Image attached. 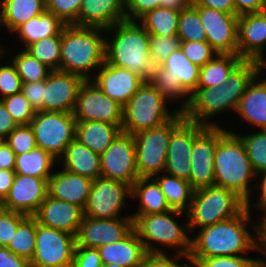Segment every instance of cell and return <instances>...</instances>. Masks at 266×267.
Wrapping results in <instances>:
<instances>
[{
  "mask_svg": "<svg viewBox=\"0 0 266 267\" xmlns=\"http://www.w3.org/2000/svg\"><path fill=\"white\" fill-rule=\"evenodd\" d=\"M263 70L265 67L257 61L243 60L220 86L196 89L190 95L184 118L209 127L218 126L219 123L211 119L228 110L236 113L248 85Z\"/></svg>",
  "mask_w": 266,
  "mask_h": 267,
  "instance_id": "obj_1",
  "label": "cell"
},
{
  "mask_svg": "<svg viewBox=\"0 0 266 267\" xmlns=\"http://www.w3.org/2000/svg\"><path fill=\"white\" fill-rule=\"evenodd\" d=\"M251 210L254 208L251 209L248 205L231 219L196 230V236L191 237L190 258L241 256L255 251L254 233L250 232L254 230Z\"/></svg>",
  "mask_w": 266,
  "mask_h": 267,
  "instance_id": "obj_2",
  "label": "cell"
},
{
  "mask_svg": "<svg viewBox=\"0 0 266 267\" xmlns=\"http://www.w3.org/2000/svg\"><path fill=\"white\" fill-rule=\"evenodd\" d=\"M110 32L109 38L105 37V61L112 66L126 68L149 81L155 66L149 54L148 32L138 21L129 20L105 29V34Z\"/></svg>",
  "mask_w": 266,
  "mask_h": 267,
  "instance_id": "obj_3",
  "label": "cell"
},
{
  "mask_svg": "<svg viewBox=\"0 0 266 267\" xmlns=\"http://www.w3.org/2000/svg\"><path fill=\"white\" fill-rule=\"evenodd\" d=\"M101 33L105 29L65 25L61 31L60 71L91 80L105 62L106 36Z\"/></svg>",
  "mask_w": 266,
  "mask_h": 267,
  "instance_id": "obj_4",
  "label": "cell"
},
{
  "mask_svg": "<svg viewBox=\"0 0 266 267\" xmlns=\"http://www.w3.org/2000/svg\"><path fill=\"white\" fill-rule=\"evenodd\" d=\"M214 173L216 186L234 191L248 204L252 202L254 189L255 192L258 189L254 181L259 177L252 169L243 141L234 130H228L217 142Z\"/></svg>",
  "mask_w": 266,
  "mask_h": 267,
  "instance_id": "obj_5",
  "label": "cell"
},
{
  "mask_svg": "<svg viewBox=\"0 0 266 267\" xmlns=\"http://www.w3.org/2000/svg\"><path fill=\"white\" fill-rule=\"evenodd\" d=\"M181 215L187 217V213L177 210L147 215H131L133 229L143 242L147 253H165L166 251H163L162 246L170 248L178 254H190L191 234L188 220L181 222L182 226L175 220L177 219L175 217L180 218Z\"/></svg>",
  "mask_w": 266,
  "mask_h": 267,
  "instance_id": "obj_6",
  "label": "cell"
},
{
  "mask_svg": "<svg viewBox=\"0 0 266 267\" xmlns=\"http://www.w3.org/2000/svg\"><path fill=\"white\" fill-rule=\"evenodd\" d=\"M249 204L232 190L209 186L194 190L187 212L189 232L239 215ZM195 228V229H194Z\"/></svg>",
  "mask_w": 266,
  "mask_h": 267,
  "instance_id": "obj_7",
  "label": "cell"
},
{
  "mask_svg": "<svg viewBox=\"0 0 266 267\" xmlns=\"http://www.w3.org/2000/svg\"><path fill=\"white\" fill-rule=\"evenodd\" d=\"M168 103L149 81H145L123 106L122 132L134 135L167 123L179 113L177 107L170 112Z\"/></svg>",
  "mask_w": 266,
  "mask_h": 267,
  "instance_id": "obj_8",
  "label": "cell"
},
{
  "mask_svg": "<svg viewBox=\"0 0 266 267\" xmlns=\"http://www.w3.org/2000/svg\"><path fill=\"white\" fill-rule=\"evenodd\" d=\"M178 113L167 123L134 134L136 166L139 178H149L165 171L172 131L184 120Z\"/></svg>",
  "mask_w": 266,
  "mask_h": 267,
  "instance_id": "obj_9",
  "label": "cell"
},
{
  "mask_svg": "<svg viewBox=\"0 0 266 267\" xmlns=\"http://www.w3.org/2000/svg\"><path fill=\"white\" fill-rule=\"evenodd\" d=\"M77 121L73 113L36 111L30 122L38 148L59 159L76 138Z\"/></svg>",
  "mask_w": 266,
  "mask_h": 267,
  "instance_id": "obj_10",
  "label": "cell"
},
{
  "mask_svg": "<svg viewBox=\"0 0 266 267\" xmlns=\"http://www.w3.org/2000/svg\"><path fill=\"white\" fill-rule=\"evenodd\" d=\"M76 236L36 220V248L31 267H72Z\"/></svg>",
  "mask_w": 266,
  "mask_h": 267,
  "instance_id": "obj_11",
  "label": "cell"
},
{
  "mask_svg": "<svg viewBox=\"0 0 266 267\" xmlns=\"http://www.w3.org/2000/svg\"><path fill=\"white\" fill-rule=\"evenodd\" d=\"M127 198H131L129 184L103 177L96 178L84 208V216L97 219L132 217L121 215Z\"/></svg>",
  "mask_w": 266,
  "mask_h": 267,
  "instance_id": "obj_12",
  "label": "cell"
},
{
  "mask_svg": "<svg viewBox=\"0 0 266 267\" xmlns=\"http://www.w3.org/2000/svg\"><path fill=\"white\" fill-rule=\"evenodd\" d=\"M73 115L76 121L122 125L123 106L105 95L92 80H84L78 90Z\"/></svg>",
  "mask_w": 266,
  "mask_h": 267,
  "instance_id": "obj_13",
  "label": "cell"
},
{
  "mask_svg": "<svg viewBox=\"0 0 266 267\" xmlns=\"http://www.w3.org/2000/svg\"><path fill=\"white\" fill-rule=\"evenodd\" d=\"M223 126H207L192 146L189 182L194 190L214 186V156L217 142L228 131Z\"/></svg>",
  "mask_w": 266,
  "mask_h": 267,
  "instance_id": "obj_14",
  "label": "cell"
},
{
  "mask_svg": "<svg viewBox=\"0 0 266 267\" xmlns=\"http://www.w3.org/2000/svg\"><path fill=\"white\" fill-rule=\"evenodd\" d=\"M100 165L101 177L132 186L139 179L133 135L121 131L100 155Z\"/></svg>",
  "mask_w": 266,
  "mask_h": 267,
  "instance_id": "obj_15",
  "label": "cell"
},
{
  "mask_svg": "<svg viewBox=\"0 0 266 267\" xmlns=\"http://www.w3.org/2000/svg\"><path fill=\"white\" fill-rule=\"evenodd\" d=\"M199 11L207 42L218 54L238 55V16L216 9L195 6Z\"/></svg>",
  "mask_w": 266,
  "mask_h": 267,
  "instance_id": "obj_16",
  "label": "cell"
},
{
  "mask_svg": "<svg viewBox=\"0 0 266 267\" xmlns=\"http://www.w3.org/2000/svg\"><path fill=\"white\" fill-rule=\"evenodd\" d=\"M184 119L173 131L169 141L165 173L189 181L194 139L206 128Z\"/></svg>",
  "mask_w": 266,
  "mask_h": 267,
  "instance_id": "obj_17",
  "label": "cell"
},
{
  "mask_svg": "<svg viewBox=\"0 0 266 267\" xmlns=\"http://www.w3.org/2000/svg\"><path fill=\"white\" fill-rule=\"evenodd\" d=\"M132 230V217L97 219L84 216L76 235V246L98 249L122 240Z\"/></svg>",
  "mask_w": 266,
  "mask_h": 267,
  "instance_id": "obj_18",
  "label": "cell"
},
{
  "mask_svg": "<svg viewBox=\"0 0 266 267\" xmlns=\"http://www.w3.org/2000/svg\"><path fill=\"white\" fill-rule=\"evenodd\" d=\"M47 188L46 179L16 174L9 194L0 207L33 216L48 195Z\"/></svg>",
  "mask_w": 266,
  "mask_h": 267,
  "instance_id": "obj_19",
  "label": "cell"
},
{
  "mask_svg": "<svg viewBox=\"0 0 266 267\" xmlns=\"http://www.w3.org/2000/svg\"><path fill=\"white\" fill-rule=\"evenodd\" d=\"M266 11L238 16V55L266 68Z\"/></svg>",
  "mask_w": 266,
  "mask_h": 267,
  "instance_id": "obj_20",
  "label": "cell"
},
{
  "mask_svg": "<svg viewBox=\"0 0 266 267\" xmlns=\"http://www.w3.org/2000/svg\"><path fill=\"white\" fill-rule=\"evenodd\" d=\"M84 79L76 74L52 70L46 79L43 111L73 113Z\"/></svg>",
  "mask_w": 266,
  "mask_h": 267,
  "instance_id": "obj_21",
  "label": "cell"
},
{
  "mask_svg": "<svg viewBox=\"0 0 266 267\" xmlns=\"http://www.w3.org/2000/svg\"><path fill=\"white\" fill-rule=\"evenodd\" d=\"M109 98L124 106L144 84L145 80L134 72L106 61L91 79Z\"/></svg>",
  "mask_w": 266,
  "mask_h": 267,
  "instance_id": "obj_22",
  "label": "cell"
},
{
  "mask_svg": "<svg viewBox=\"0 0 266 267\" xmlns=\"http://www.w3.org/2000/svg\"><path fill=\"white\" fill-rule=\"evenodd\" d=\"M33 217L43 226L76 236L84 217V209L74 203L47 195Z\"/></svg>",
  "mask_w": 266,
  "mask_h": 267,
  "instance_id": "obj_23",
  "label": "cell"
},
{
  "mask_svg": "<svg viewBox=\"0 0 266 267\" xmlns=\"http://www.w3.org/2000/svg\"><path fill=\"white\" fill-rule=\"evenodd\" d=\"M54 170L48 179V195L85 208L93 180L67 171L64 168Z\"/></svg>",
  "mask_w": 266,
  "mask_h": 267,
  "instance_id": "obj_24",
  "label": "cell"
},
{
  "mask_svg": "<svg viewBox=\"0 0 266 267\" xmlns=\"http://www.w3.org/2000/svg\"><path fill=\"white\" fill-rule=\"evenodd\" d=\"M125 20V0H83L76 26L107 29Z\"/></svg>",
  "mask_w": 266,
  "mask_h": 267,
  "instance_id": "obj_25",
  "label": "cell"
},
{
  "mask_svg": "<svg viewBox=\"0 0 266 267\" xmlns=\"http://www.w3.org/2000/svg\"><path fill=\"white\" fill-rule=\"evenodd\" d=\"M263 72L248 85L236 110L243 121L259 130L266 129V78L262 77L266 73Z\"/></svg>",
  "mask_w": 266,
  "mask_h": 267,
  "instance_id": "obj_26",
  "label": "cell"
},
{
  "mask_svg": "<svg viewBox=\"0 0 266 267\" xmlns=\"http://www.w3.org/2000/svg\"><path fill=\"white\" fill-rule=\"evenodd\" d=\"M102 264H117L120 267H140L145 251L143 242L133 229L122 240L98 248Z\"/></svg>",
  "mask_w": 266,
  "mask_h": 267,
  "instance_id": "obj_27",
  "label": "cell"
},
{
  "mask_svg": "<svg viewBox=\"0 0 266 267\" xmlns=\"http://www.w3.org/2000/svg\"><path fill=\"white\" fill-rule=\"evenodd\" d=\"M58 164L69 172L91 178L101 177L100 155L76 138L67 146Z\"/></svg>",
  "mask_w": 266,
  "mask_h": 267,
  "instance_id": "obj_28",
  "label": "cell"
},
{
  "mask_svg": "<svg viewBox=\"0 0 266 267\" xmlns=\"http://www.w3.org/2000/svg\"><path fill=\"white\" fill-rule=\"evenodd\" d=\"M122 125L99 121H77L76 139L101 155L122 131Z\"/></svg>",
  "mask_w": 266,
  "mask_h": 267,
  "instance_id": "obj_29",
  "label": "cell"
},
{
  "mask_svg": "<svg viewBox=\"0 0 266 267\" xmlns=\"http://www.w3.org/2000/svg\"><path fill=\"white\" fill-rule=\"evenodd\" d=\"M136 198L139 202L137 212L130 215H147L170 211L165 195L158 183L152 178H139L131 186V199Z\"/></svg>",
  "mask_w": 266,
  "mask_h": 267,
  "instance_id": "obj_30",
  "label": "cell"
},
{
  "mask_svg": "<svg viewBox=\"0 0 266 267\" xmlns=\"http://www.w3.org/2000/svg\"><path fill=\"white\" fill-rule=\"evenodd\" d=\"M65 24L54 14L45 11L20 25L12 34H16L25 49L33 42L58 35Z\"/></svg>",
  "mask_w": 266,
  "mask_h": 267,
  "instance_id": "obj_31",
  "label": "cell"
},
{
  "mask_svg": "<svg viewBox=\"0 0 266 267\" xmlns=\"http://www.w3.org/2000/svg\"><path fill=\"white\" fill-rule=\"evenodd\" d=\"M152 178L158 183L171 210L188 212L194 194V189L189 181L165 172Z\"/></svg>",
  "mask_w": 266,
  "mask_h": 267,
  "instance_id": "obj_32",
  "label": "cell"
},
{
  "mask_svg": "<svg viewBox=\"0 0 266 267\" xmlns=\"http://www.w3.org/2000/svg\"><path fill=\"white\" fill-rule=\"evenodd\" d=\"M4 29L12 34L20 25L46 11L45 0H2Z\"/></svg>",
  "mask_w": 266,
  "mask_h": 267,
  "instance_id": "obj_33",
  "label": "cell"
},
{
  "mask_svg": "<svg viewBox=\"0 0 266 267\" xmlns=\"http://www.w3.org/2000/svg\"><path fill=\"white\" fill-rule=\"evenodd\" d=\"M243 61L237 54H218L200 67L197 89L220 86Z\"/></svg>",
  "mask_w": 266,
  "mask_h": 267,
  "instance_id": "obj_34",
  "label": "cell"
},
{
  "mask_svg": "<svg viewBox=\"0 0 266 267\" xmlns=\"http://www.w3.org/2000/svg\"><path fill=\"white\" fill-rule=\"evenodd\" d=\"M56 164H58L57 159L37 147L27 153L16 155L14 171L16 174L43 178L48 181Z\"/></svg>",
  "mask_w": 266,
  "mask_h": 267,
  "instance_id": "obj_35",
  "label": "cell"
},
{
  "mask_svg": "<svg viewBox=\"0 0 266 267\" xmlns=\"http://www.w3.org/2000/svg\"><path fill=\"white\" fill-rule=\"evenodd\" d=\"M149 83L159 91L170 103L181 102L177 111L184 113L190 105V94L181 86L179 80L174 78L162 65L155 66ZM183 98V99H182Z\"/></svg>",
  "mask_w": 266,
  "mask_h": 267,
  "instance_id": "obj_36",
  "label": "cell"
},
{
  "mask_svg": "<svg viewBox=\"0 0 266 267\" xmlns=\"http://www.w3.org/2000/svg\"><path fill=\"white\" fill-rule=\"evenodd\" d=\"M162 66L179 80L190 95L197 89L200 67L190 62L181 49L174 51Z\"/></svg>",
  "mask_w": 266,
  "mask_h": 267,
  "instance_id": "obj_37",
  "label": "cell"
},
{
  "mask_svg": "<svg viewBox=\"0 0 266 267\" xmlns=\"http://www.w3.org/2000/svg\"><path fill=\"white\" fill-rule=\"evenodd\" d=\"M180 11L158 7L145 14L138 22L149 35L176 36Z\"/></svg>",
  "mask_w": 266,
  "mask_h": 267,
  "instance_id": "obj_38",
  "label": "cell"
},
{
  "mask_svg": "<svg viewBox=\"0 0 266 267\" xmlns=\"http://www.w3.org/2000/svg\"><path fill=\"white\" fill-rule=\"evenodd\" d=\"M8 248L31 262L36 248V219L28 216L17 228Z\"/></svg>",
  "mask_w": 266,
  "mask_h": 267,
  "instance_id": "obj_39",
  "label": "cell"
},
{
  "mask_svg": "<svg viewBox=\"0 0 266 267\" xmlns=\"http://www.w3.org/2000/svg\"><path fill=\"white\" fill-rule=\"evenodd\" d=\"M9 60L15 65L17 73L23 83L39 82L46 80L49 73L52 71L42 62L29 54L25 49L19 50Z\"/></svg>",
  "mask_w": 266,
  "mask_h": 267,
  "instance_id": "obj_40",
  "label": "cell"
},
{
  "mask_svg": "<svg viewBox=\"0 0 266 267\" xmlns=\"http://www.w3.org/2000/svg\"><path fill=\"white\" fill-rule=\"evenodd\" d=\"M25 50L51 70H60L61 32L28 45Z\"/></svg>",
  "mask_w": 266,
  "mask_h": 267,
  "instance_id": "obj_41",
  "label": "cell"
},
{
  "mask_svg": "<svg viewBox=\"0 0 266 267\" xmlns=\"http://www.w3.org/2000/svg\"><path fill=\"white\" fill-rule=\"evenodd\" d=\"M247 135L236 133L243 141L246 154L257 176L266 173V129Z\"/></svg>",
  "mask_w": 266,
  "mask_h": 267,
  "instance_id": "obj_42",
  "label": "cell"
},
{
  "mask_svg": "<svg viewBox=\"0 0 266 267\" xmlns=\"http://www.w3.org/2000/svg\"><path fill=\"white\" fill-rule=\"evenodd\" d=\"M177 36L181 42H207V35L195 6L191 5L180 11Z\"/></svg>",
  "mask_w": 266,
  "mask_h": 267,
  "instance_id": "obj_43",
  "label": "cell"
},
{
  "mask_svg": "<svg viewBox=\"0 0 266 267\" xmlns=\"http://www.w3.org/2000/svg\"><path fill=\"white\" fill-rule=\"evenodd\" d=\"M181 47V40L176 36L150 35L149 54L154 66H160Z\"/></svg>",
  "mask_w": 266,
  "mask_h": 267,
  "instance_id": "obj_44",
  "label": "cell"
},
{
  "mask_svg": "<svg viewBox=\"0 0 266 267\" xmlns=\"http://www.w3.org/2000/svg\"><path fill=\"white\" fill-rule=\"evenodd\" d=\"M5 51L4 45L0 52V62L5 58ZM5 61L6 64H2V62L0 64V99L21 92L23 84L12 61L9 59Z\"/></svg>",
  "mask_w": 266,
  "mask_h": 267,
  "instance_id": "obj_45",
  "label": "cell"
},
{
  "mask_svg": "<svg viewBox=\"0 0 266 267\" xmlns=\"http://www.w3.org/2000/svg\"><path fill=\"white\" fill-rule=\"evenodd\" d=\"M0 100L18 125H29L35 116L36 111L21 92Z\"/></svg>",
  "mask_w": 266,
  "mask_h": 267,
  "instance_id": "obj_46",
  "label": "cell"
},
{
  "mask_svg": "<svg viewBox=\"0 0 266 267\" xmlns=\"http://www.w3.org/2000/svg\"><path fill=\"white\" fill-rule=\"evenodd\" d=\"M4 140L16 155L27 153L37 148L34 132L30 124L18 125Z\"/></svg>",
  "mask_w": 266,
  "mask_h": 267,
  "instance_id": "obj_47",
  "label": "cell"
},
{
  "mask_svg": "<svg viewBox=\"0 0 266 267\" xmlns=\"http://www.w3.org/2000/svg\"><path fill=\"white\" fill-rule=\"evenodd\" d=\"M46 11L54 14L65 25L74 24L83 0H45Z\"/></svg>",
  "mask_w": 266,
  "mask_h": 267,
  "instance_id": "obj_48",
  "label": "cell"
},
{
  "mask_svg": "<svg viewBox=\"0 0 266 267\" xmlns=\"http://www.w3.org/2000/svg\"><path fill=\"white\" fill-rule=\"evenodd\" d=\"M180 49L184 52L186 58L202 67L212 60L218 53L208 42H193L184 41L181 42Z\"/></svg>",
  "mask_w": 266,
  "mask_h": 267,
  "instance_id": "obj_49",
  "label": "cell"
},
{
  "mask_svg": "<svg viewBox=\"0 0 266 267\" xmlns=\"http://www.w3.org/2000/svg\"><path fill=\"white\" fill-rule=\"evenodd\" d=\"M27 217L28 216L23 213L5 210L0 207V246H9L18 226Z\"/></svg>",
  "mask_w": 266,
  "mask_h": 267,
  "instance_id": "obj_50",
  "label": "cell"
},
{
  "mask_svg": "<svg viewBox=\"0 0 266 267\" xmlns=\"http://www.w3.org/2000/svg\"><path fill=\"white\" fill-rule=\"evenodd\" d=\"M194 267H252L257 258L241 256H218L191 259Z\"/></svg>",
  "mask_w": 266,
  "mask_h": 267,
  "instance_id": "obj_51",
  "label": "cell"
},
{
  "mask_svg": "<svg viewBox=\"0 0 266 267\" xmlns=\"http://www.w3.org/2000/svg\"><path fill=\"white\" fill-rule=\"evenodd\" d=\"M174 254L172 257H169L167 253H146L140 267H194L189 255ZM182 258L183 260H187L188 264H180V262L178 264V260Z\"/></svg>",
  "mask_w": 266,
  "mask_h": 267,
  "instance_id": "obj_52",
  "label": "cell"
},
{
  "mask_svg": "<svg viewBox=\"0 0 266 267\" xmlns=\"http://www.w3.org/2000/svg\"><path fill=\"white\" fill-rule=\"evenodd\" d=\"M160 7V0H125V20L139 21L148 12Z\"/></svg>",
  "mask_w": 266,
  "mask_h": 267,
  "instance_id": "obj_53",
  "label": "cell"
},
{
  "mask_svg": "<svg viewBox=\"0 0 266 267\" xmlns=\"http://www.w3.org/2000/svg\"><path fill=\"white\" fill-rule=\"evenodd\" d=\"M98 249L76 246L72 267H102Z\"/></svg>",
  "mask_w": 266,
  "mask_h": 267,
  "instance_id": "obj_54",
  "label": "cell"
},
{
  "mask_svg": "<svg viewBox=\"0 0 266 267\" xmlns=\"http://www.w3.org/2000/svg\"><path fill=\"white\" fill-rule=\"evenodd\" d=\"M46 80L23 83L21 93L28 99L35 111H43V97Z\"/></svg>",
  "mask_w": 266,
  "mask_h": 267,
  "instance_id": "obj_55",
  "label": "cell"
},
{
  "mask_svg": "<svg viewBox=\"0 0 266 267\" xmlns=\"http://www.w3.org/2000/svg\"><path fill=\"white\" fill-rule=\"evenodd\" d=\"M236 15L266 11V0H233Z\"/></svg>",
  "mask_w": 266,
  "mask_h": 267,
  "instance_id": "obj_56",
  "label": "cell"
},
{
  "mask_svg": "<svg viewBox=\"0 0 266 267\" xmlns=\"http://www.w3.org/2000/svg\"><path fill=\"white\" fill-rule=\"evenodd\" d=\"M0 267H31L30 262L15 255L8 247L0 246Z\"/></svg>",
  "mask_w": 266,
  "mask_h": 267,
  "instance_id": "obj_57",
  "label": "cell"
},
{
  "mask_svg": "<svg viewBox=\"0 0 266 267\" xmlns=\"http://www.w3.org/2000/svg\"><path fill=\"white\" fill-rule=\"evenodd\" d=\"M193 6H203L236 15L233 0H191Z\"/></svg>",
  "mask_w": 266,
  "mask_h": 267,
  "instance_id": "obj_58",
  "label": "cell"
},
{
  "mask_svg": "<svg viewBox=\"0 0 266 267\" xmlns=\"http://www.w3.org/2000/svg\"><path fill=\"white\" fill-rule=\"evenodd\" d=\"M17 126V122L0 100V140H4Z\"/></svg>",
  "mask_w": 266,
  "mask_h": 267,
  "instance_id": "obj_59",
  "label": "cell"
},
{
  "mask_svg": "<svg viewBox=\"0 0 266 267\" xmlns=\"http://www.w3.org/2000/svg\"><path fill=\"white\" fill-rule=\"evenodd\" d=\"M16 154L5 140H0V169L15 170Z\"/></svg>",
  "mask_w": 266,
  "mask_h": 267,
  "instance_id": "obj_60",
  "label": "cell"
},
{
  "mask_svg": "<svg viewBox=\"0 0 266 267\" xmlns=\"http://www.w3.org/2000/svg\"><path fill=\"white\" fill-rule=\"evenodd\" d=\"M259 178L260 180H258L259 184L257 189L258 199H256L255 203L254 202L249 203V207L251 209L254 207L258 209V211L261 210L263 214H266V173L259 176Z\"/></svg>",
  "mask_w": 266,
  "mask_h": 267,
  "instance_id": "obj_61",
  "label": "cell"
},
{
  "mask_svg": "<svg viewBox=\"0 0 266 267\" xmlns=\"http://www.w3.org/2000/svg\"><path fill=\"white\" fill-rule=\"evenodd\" d=\"M15 175L14 170L0 169V203L9 194Z\"/></svg>",
  "mask_w": 266,
  "mask_h": 267,
  "instance_id": "obj_62",
  "label": "cell"
},
{
  "mask_svg": "<svg viewBox=\"0 0 266 267\" xmlns=\"http://www.w3.org/2000/svg\"><path fill=\"white\" fill-rule=\"evenodd\" d=\"M191 5V0H160V7L177 11H181Z\"/></svg>",
  "mask_w": 266,
  "mask_h": 267,
  "instance_id": "obj_63",
  "label": "cell"
},
{
  "mask_svg": "<svg viewBox=\"0 0 266 267\" xmlns=\"http://www.w3.org/2000/svg\"><path fill=\"white\" fill-rule=\"evenodd\" d=\"M2 28L4 29V25H3L2 6H0V31H1ZM0 48H1V49L3 48L2 43H1V45H0Z\"/></svg>",
  "mask_w": 266,
  "mask_h": 267,
  "instance_id": "obj_64",
  "label": "cell"
},
{
  "mask_svg": "<svg viewBox=\"0 0 266 267\" xmlns=\"http://www.w3.org/2000/svg\"><path fill=\"white\" fill-rule=\"evenodd\" d=\"M252 267H266V265L260 261H256Z\"/></svg>",
  "mask_w": 266,
  "mask_h": 267,
  "instance_id": "obj_65",
  "label": "cell"
},
{
  "mask_svg": "<svg viewBox=\"0 0 266 267\" xmlns=\"http://www.w3.org/2000/svg\"><path fill=\"white\" fill-rule=\"evenodd\" d=\"M102 267H120V266L113 263V264H103Z\"/></svg>",
  "mask_w": 266,
  "mask_h": 267,
  "instance_id": "obj_66",
  "label": "cell"
}]
</instances>
